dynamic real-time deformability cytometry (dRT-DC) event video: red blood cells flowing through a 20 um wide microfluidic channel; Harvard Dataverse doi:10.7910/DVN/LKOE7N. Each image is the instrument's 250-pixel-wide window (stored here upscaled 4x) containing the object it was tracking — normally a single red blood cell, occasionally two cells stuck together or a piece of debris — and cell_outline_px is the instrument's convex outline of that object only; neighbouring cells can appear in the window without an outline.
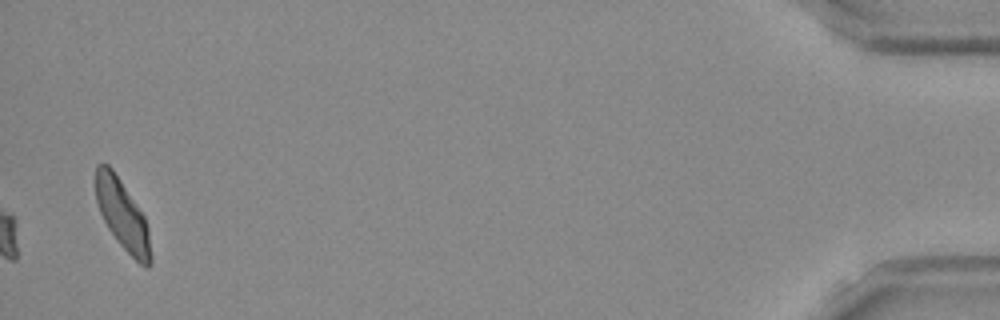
{"species": "Egyptian fruit bat (a non-hibernating species)", "species_latin": "Rousettus aegyptiacus", "temperature_condition": "room temperature", "stored_images_in_passage": 39, "camera_frame_rate_fps": 3000, "um_per_image_px": 0.085, "frame": {"image": 1, "passage_image": 39, "time_ms": 12.667, "image_size_px": [1000, 320], "cell_outline_px": [[152, 264], [148, 268], [140, 264], [116, 240], [108, 228], [100, 212], [96, 200], [96, 164], [108, 164], [112, 168], [144, 216], [148, 228], [152, 256]], "centroid_in_image_um": [10.42, 18.3], "position_along_channel_um": 424.8, "area_um2": 22.14}, "authors_computed_cell_mechanics": {"area_um2": 18.1492, "velocity_mm_per_s": 3.7898, "shape_relaxation_time_tau1_ms": 8.2185, "shape_relaxation_time_tau2_ms": null, "deformation_change_tau1": 0.1823, "deformation_change_tau2": null}}